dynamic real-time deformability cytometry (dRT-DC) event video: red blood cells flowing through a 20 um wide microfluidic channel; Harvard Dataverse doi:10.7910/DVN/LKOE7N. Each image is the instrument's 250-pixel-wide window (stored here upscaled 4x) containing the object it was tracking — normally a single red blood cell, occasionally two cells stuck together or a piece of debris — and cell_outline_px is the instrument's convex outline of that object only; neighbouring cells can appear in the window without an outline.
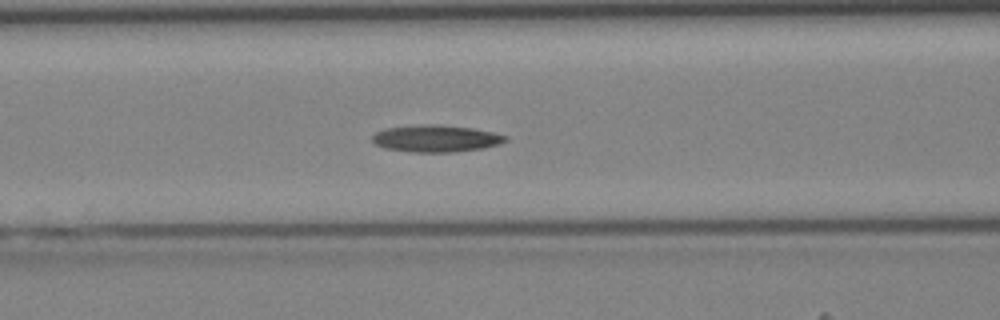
{"species": "Egyptian fruit bat (a non-hibernating species)", "species_latin": "Rousettus aegyptiacus", "temperature_condition": "cold", "stored_images_in_passage": 36, "camera_frame_rate_fps": 3000, "um_per_image_px": 0.085, "animal": {"sex": "female"}, "frame": {"image": 1, "passage_image": 11, "time_ms": 3.333, "image_size_px": [1000, 320], "cell_outline_px": [[508, 140], [500, 144], [484, 148], [452, 152], [412, 152], [384, 148], [376, 144], [372, 140], [372, 136], [376, 132], [384, 128], [424, 124], [436, 124], [472, 128], [492, 132], [508, 136]], "centroid_in_image_um": [37.06, 11.77], "position_along_channel_um": 129.5, "area_um2": 20.98}}
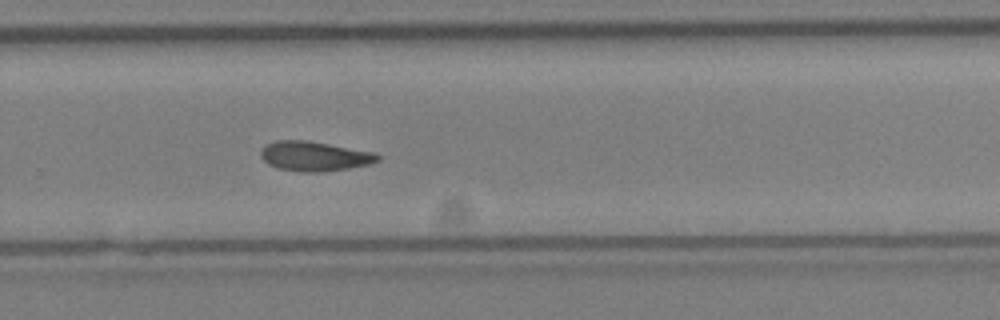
{"frame": {"image": 2, "passage_image": 22, "time_ms": 7.0, "image_size_px": [1000, 320], "cell_outline_px": [[380, 160], [368, 164], [348, 168], [320, 172], [304, 172], [280, 168], [268, 164], [260, 156], [260, 148], [264, 144], [276, 140], [308, 140], [372, 152], [380, 156]], "centroid_in_image_um": [26.67, 13.26], "position_along_channel_um": 303.1, "area_um2": 20.11}}
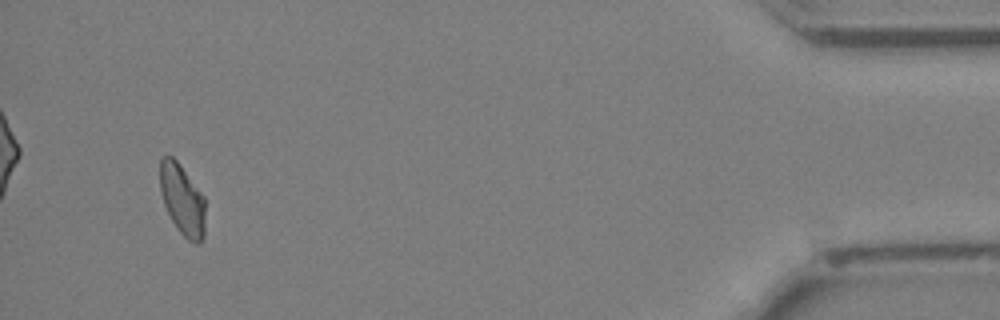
{"frame": {"image": 3, "passage_image": 34, "time_ms": 11.0, "image_size_px": [1000, 320], "cell_outline_px": [[204, 236], [200, 244], [196, 244], [188, 240], [180, 232], [172, 220], [164, 204], [160, 192], [160, 160], [164, 156], [172, 156], [180, 164], [204, 196]], "centroid_in_image_um": [15.49, 16.98], "position_along_channel_um": 419.7, "area_um2": 18.61}}